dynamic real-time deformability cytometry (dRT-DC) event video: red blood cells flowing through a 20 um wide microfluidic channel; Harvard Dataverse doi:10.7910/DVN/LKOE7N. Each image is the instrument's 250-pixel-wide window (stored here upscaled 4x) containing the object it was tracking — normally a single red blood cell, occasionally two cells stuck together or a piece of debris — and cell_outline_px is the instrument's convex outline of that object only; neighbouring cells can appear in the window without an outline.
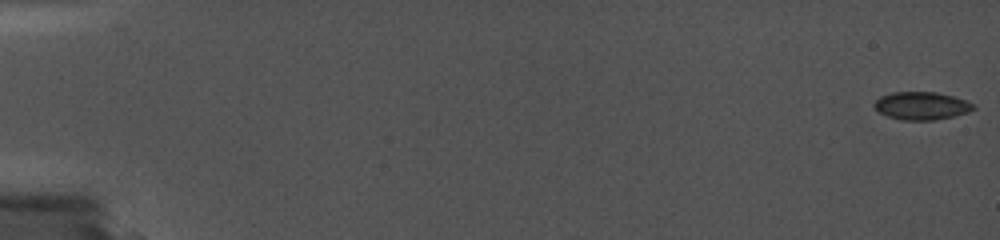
{"species": "common noctule bat (a hibernating species)", "species_latin": "Nyctalus noctula", "temperature_condition": "cold", "stored_images_in_passage": 2, "camera_frame_rate_fps": 5000, "um_per_image_px": 0.085, "animal": {"sex": "female", "body_mass_g": 19.0, "forearm_length_mm": 56.7}, "frame": {"image": 1, "passage_image": 2, "time_ms": 0.4, "image_size_px": [1000, 240], "cell_outline_px": [[968, 108], [960, 112], [948, 116], [924, 120], [912, 120], [892, 116], [876, 108], [876, 104], [880, 100], [888, 96], [904, 92], [924, 92], [944, 96], [956, 100], [964, 104]], "centroid_in_image_um": [78.17, 9.0], "position_along_channel_um": 6.8, "area_um2": 13.29}}